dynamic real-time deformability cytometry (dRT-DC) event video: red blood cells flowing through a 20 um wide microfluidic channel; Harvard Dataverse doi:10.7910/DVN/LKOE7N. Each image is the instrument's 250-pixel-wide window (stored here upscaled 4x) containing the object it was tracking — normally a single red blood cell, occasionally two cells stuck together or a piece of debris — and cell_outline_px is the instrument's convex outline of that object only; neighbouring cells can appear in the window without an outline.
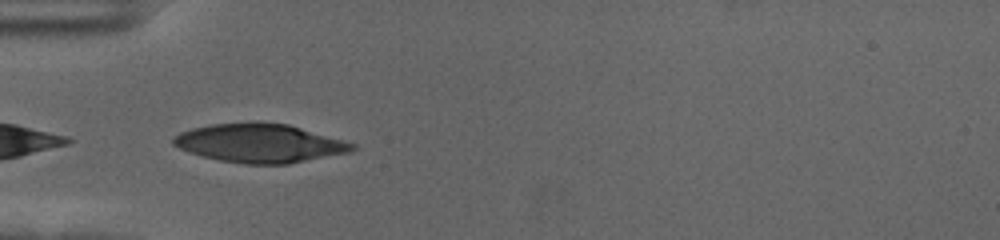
{"species": "human", "species_latin": "Homo sapiens", "temperature_condition": "cold", "stored_images_in_passage": 31, "camera_frame_rate_fps": 3000, "um_per_image_px": 0.085, "donor": {"sex": "female"}, "frame": {"image": 1, "passage_image": 1, "time_ms": 0.0, "image_size_px": [1000, 240], "cell_outline_px": [[356, 148], [352, 152], [288, 164], [244, 164], [220, 160], [188, 152], [172, 144], [172, 136], [180, 132], [192, 128], [212, 124], [252, 120], [260, 120], [288, 124], [356, 144]], "centroid_in_image_um": [22.06, 12.15], "position_along_channel_um": 62.9, "area_um2": 40.86}}
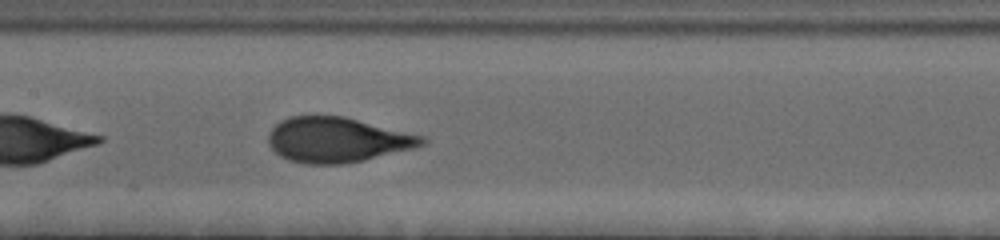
{"frame": {"image": 2, "passage_image": 11, "time_ms": 3.333, "image_size_px": [1000, 240], "cell_outline_px": [[428, 140], [424, 144], [412, 148], [364, 160], [344, 164], [308, 164], [288, 160], [280, 156], [272, 148], [268, 140], [268, 136], [272, 128], [280, 120], [288, 116], [344, 116], [424, 136]], "centroid_in_image_um": [28.65, 11.88], "position_along_channel_um": 178.8, "area_um2": 40.17}}
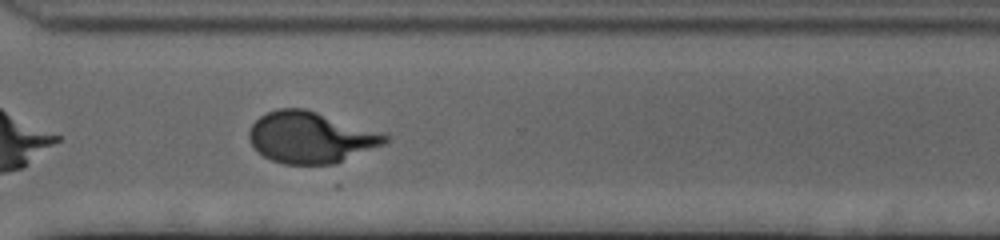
{"frame": {"image": 3, "passage_image": 25, "time_ms": 8.0, "image_size_px": [1000, 240], "cell_outline_px": [[388, 140], [384, 144], [336, 164], [284, 164], [272, 160], [264, 156], [248, 140], [248, 132], [252, 124], [260, 116], [276, 108], [304, 108], [388, 136]], "centroid_in_image_um": [26.34, 11.69], "position_along_channel_um": 344.3, "area_um2": 39.94}, "authors_computed_cell_mechanics": {"area_um2": 40.46, "velocity_mm_per_s": 3.5498, "shape_relaxation_time_tau1_ms": 3.6926, "shape_relaxation_time_tau2_ms": null, "deformation_change_tau1": 0.1627, "deformation_change_tau2": null}}